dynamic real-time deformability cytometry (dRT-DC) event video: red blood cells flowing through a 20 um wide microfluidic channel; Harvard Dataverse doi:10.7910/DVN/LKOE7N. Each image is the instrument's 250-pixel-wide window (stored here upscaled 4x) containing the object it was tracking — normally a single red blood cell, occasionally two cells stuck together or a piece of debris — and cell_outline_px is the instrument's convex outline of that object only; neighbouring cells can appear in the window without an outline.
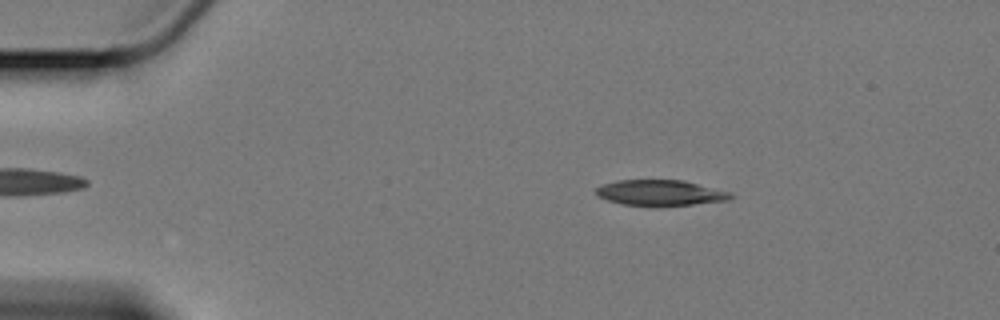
{"species": "Egyptian fruit bat (a non-hibernating species)", "species_latin": "Rousettus aegyptiacus", "temperature_condition": "cold", "stored_images_in_passage": 59, "camera_frame_rate_fps": 3000, "um_per_image_px": 0.085, "animal": {"sex": "female"}, "frame": {"image": 1, "passage_image": 10, "time_ms": 3.0, "image_size_px": [1000, 320], "cell_outline_px": [[736, 196], [728, 200], [692, 204], [624, 204], [608, 200], [600, 196], [596, 192], [596, 188], [604, 184], [616, 180], [684, 180], [732, 192]], "centroid_in_image_um": [56.2, 16.35], "position_along_channel_um": 28.8, "area_um2": 19.54}}
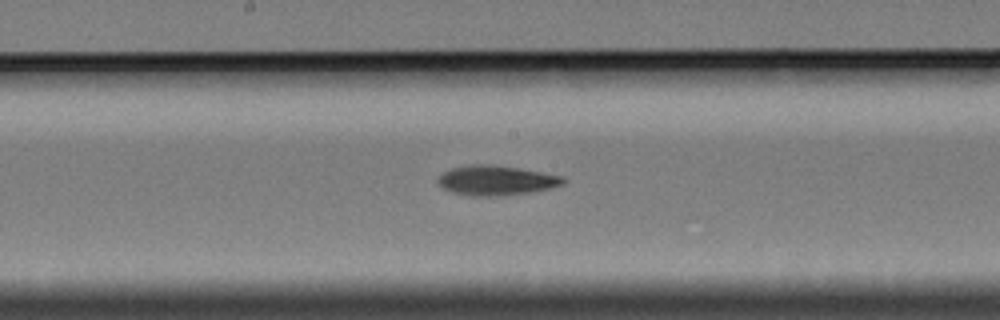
{"frame": {"image": 2, "passage_image": 31, "time_ms": 10.0, "image_size_px": [1000, 320], "cell_outline_px": [[568, 180], [564, 184], [552, 188], [504, 196], [468, 196], [452, 192], [444, 188], [436, 180], [444, 172], [452, 168], [472, 164], [492, 164], [520, 168], [560, 176]], "centroid_in_image_um": [42.18, 15.34], "position_along_channel_um": 206.0, "area_um2": 21.73}}
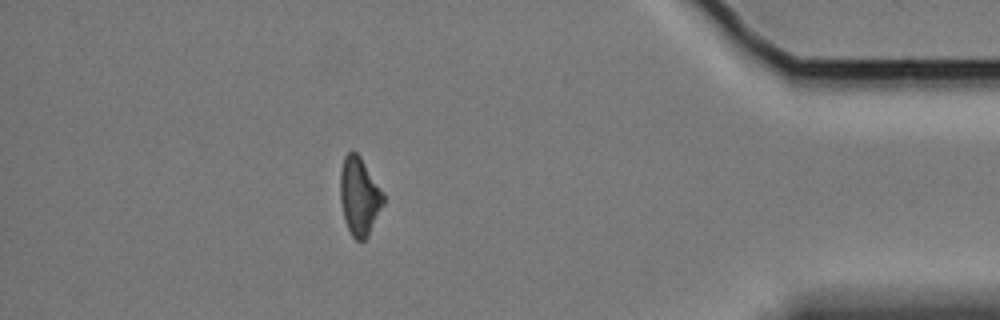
{"frame": {"image": 3, "passage_image": 52, "time_ms": 17.0, "image_size_px": [1000, 320], "cell_outline_px": [[384, 204], [368, 236], [364, 240], [356, 240], [352, 236], [348, 228], [344, 216], [340, 200], [340, 172], [344, 156], [348, 152], [356, 152], [360, 156], [384, 192]], "centroid_in_image_um": [30.56, 16.67], "position_along_channel_um": 404.6, "area_um2": 19.59}, "authors_computed_cell_mechanics": {"area_um2": 20.519, "velocity_mm_per_s": 3.3939, "shape_relaxation_time_tau1_ms": 3.95, "shape_relaxation_time_tau2_ms": null, "deformation_change_tau1": 0.1322, "deformation_change_tau2": null}}